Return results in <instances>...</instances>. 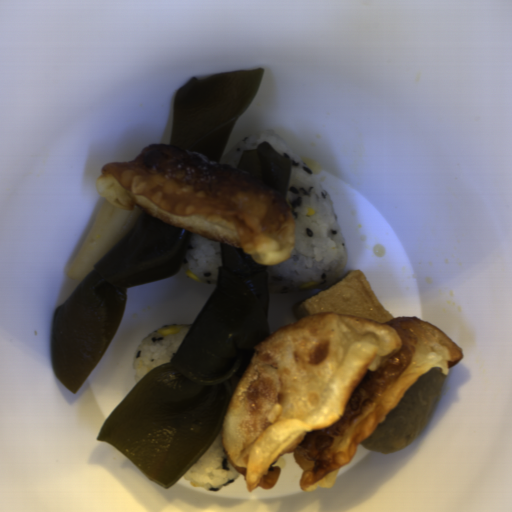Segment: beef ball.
Segmentation results:
<instances>
[{
  "label": "beef ball",
  "instance_id": "obj_1",
  "mask_svg": "<svg viewBox=\"0 0 512 512\" xmlns=\"http://www.w3.org/2000/svg\"><path fill=\"white\" fill-rule=\"evenodd\" d=\"M447 375L433 367L417 376L383 422L359 444L366 450L390 454L410 447L429 426L440 401Z\"/></svg>",
  "mask_w": 512,
  "mask_h": 512
}]
</instances>
